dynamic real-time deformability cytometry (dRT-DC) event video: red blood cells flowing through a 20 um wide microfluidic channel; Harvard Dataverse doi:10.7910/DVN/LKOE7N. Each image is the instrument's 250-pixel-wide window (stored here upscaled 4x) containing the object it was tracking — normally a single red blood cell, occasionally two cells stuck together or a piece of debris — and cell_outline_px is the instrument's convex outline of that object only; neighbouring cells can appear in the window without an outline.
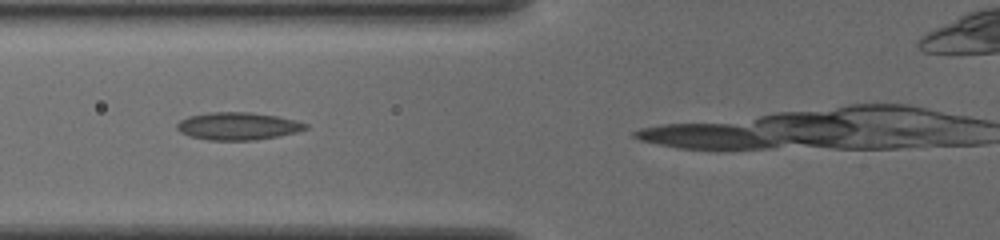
{"species": "common noctule bat (a hibernating species)", "species_latin": "Nyctalus noctula", "temperature_condition": "cold", "stored_images_in_passage": 7, "camera_frame_rate_fps": 3000, "um_per_image_px": 0.085, "animal": {"sex": "female", "body_mass_g": 19.5, "forearm_length_mm": 54.1}, "frame": {"image": 1, "passage_image": 4, "time_ms": 1.0, "image_size_px": [1000, 240], "cell_outline_px": [[308, 128], [296, 132], [256, 140], [208, 140], [192, 136], [180, 132], [176, 128], [176, 124], [180, 120], [188, 116], [208, 112], [252, 112], [276, 116], [308, 124]], "centroid_in_image_um": [20.18, 10.71], "position_along_channel_um": 105.6, "area_um2": 20.52}}